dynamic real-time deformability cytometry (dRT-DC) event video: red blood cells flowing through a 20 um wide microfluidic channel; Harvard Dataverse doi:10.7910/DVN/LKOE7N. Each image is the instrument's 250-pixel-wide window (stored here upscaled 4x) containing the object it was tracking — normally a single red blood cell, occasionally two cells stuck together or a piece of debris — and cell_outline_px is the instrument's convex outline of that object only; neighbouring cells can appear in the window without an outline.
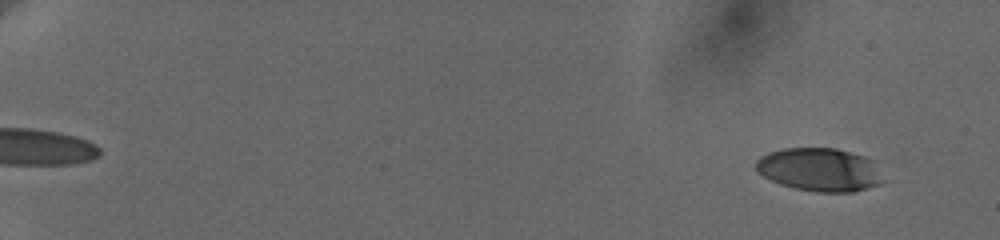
{"species": "human", "species_latin": "Homo sapiens", "temperature_condition": "cold", "stored_images_in_passage": 60, "camera_frame_rate_fps": 3000, "um_per_image_px": 0.085, "donor": {"sex": "female"}, "frame": {"image": 1, "passage_image": 5, "time_ms": 1.333, "image_size_px": [1000, 240], "cell_outline_px": [[880, 184], [852, 192], [816, 192], [796, 188], [780, 184], [764, 176], [756, 168], [756, 160], [760, 156], [768, 152], [784, 148], [836, 148], [864, 156], [876, 160], [880, 180]], "centroid_in_image_um": [69.66, 14.4], "position_along_channel_um": 15.3, "area_um2": 31.91}}
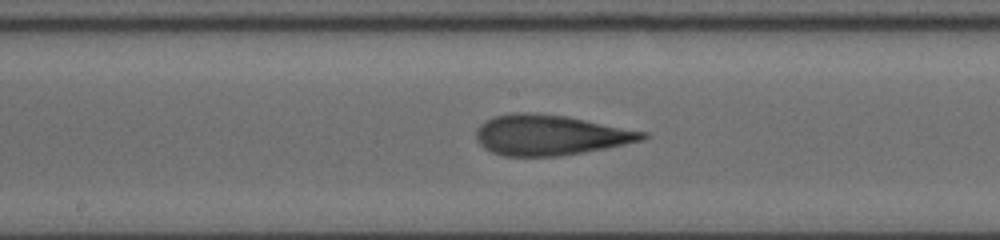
{"frame": {"image": 2, "passage_image": 36, "time_ms": 11.667, "image_size_px": [1000, 240], "cell_outline_px": [[648, 136], [644, 140], [584, 152], [560, 156], [504, 156], [492, 152], [484, 148], [476, 140], [476, 128], [480, 124], [496, 116], [520, 112], [524, 112], [564, 116], [648, 132]], "centroid_in_image_um": [46.75, 11.49], "position_along_channel_um": 201.4, "area_um2": 38.73}}
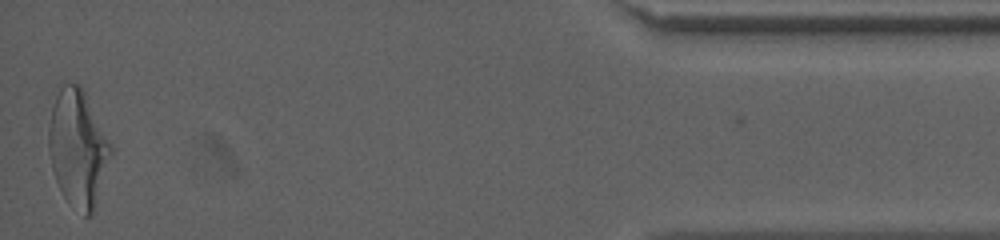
{"frame": {"image": 3, "passage_image": 60, "time_ms": 19.667, "image_size_px": [1000, 240], "cell_outline_px": [[112, 152], [92, 216], [84, 216], [64, 196], [56, 180], [52, 168], [48, 148], [48, 128], [52, 108], [56, 96], [60, 88], [64, 84], [80, 84], [112, 148]], "centroid_in_image_um": [6.6, 12.61], "position_along_channel_um": 428.6, "area_um2": 41.27}, "authors_computed_cell_mechanics": {"area_um2": 37.8879, "velocity_mm_per_s": 3.6494, "shape_relaxation_time_tau1_ms": 5.2557, "shape_relaxation_time_tau2_ms": 1.8427, "deformation_change_tau1": 0.2312, "deformation_change_tau2": 0.1192}}